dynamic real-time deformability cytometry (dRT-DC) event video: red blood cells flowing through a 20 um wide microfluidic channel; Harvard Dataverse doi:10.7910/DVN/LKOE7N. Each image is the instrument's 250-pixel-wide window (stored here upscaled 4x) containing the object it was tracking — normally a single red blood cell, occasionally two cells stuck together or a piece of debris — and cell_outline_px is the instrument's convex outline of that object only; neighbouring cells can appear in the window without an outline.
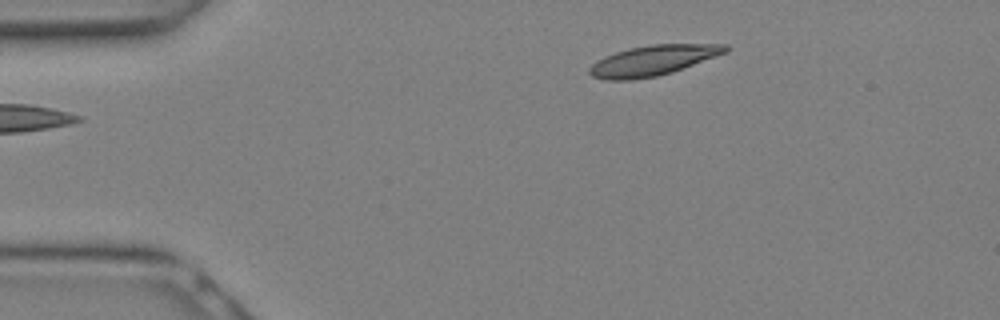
{"species": "Egyptian fruit bat (a non-hibernating species)", "species_latin": "Rousettus aegyptiacus", "temperature_condition": "warm", "stored_images_in_passage": 8, "camera_frame_rate_fps": 3000, "um_per_image_px": 0.085, "animal": {"sex": "female"}, "frame": {"image": 1, "passage_image": 1, "time_ms": 0.0, "image_size_px": [1000, 320], "cell_outline_px": [[728, 52], [672, 72], [656, 76], [632, 80], [608, 80], [592, 76], [588, 72], [588, 68], [596, 60], [604, 56], [616, 52], [648, 44], [728, 44]], "centroid_in_image_um": [55.49, 5.14], "position_along_channel_um": 29.5, "area_um2": 23.93}}
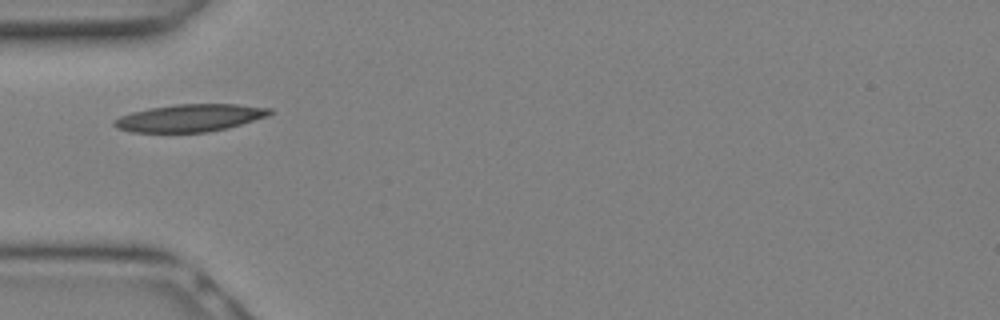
{"frame": {"image": 2, "passage_image": 5, "time_ms": 1.333, "image_size_px": [1000, 320], "cell_outline_px": [[272, 112], [268, 116], [228, 128], [208, 132], [132, 132], [116, 128], [112, 124], [112, 120], [120, 116], [132, 112], [148, 108], [176, 104], [236, 104], [272, 108]], "centroid_in_image_um": [16.12, 10.02], "position_along_channel_um": 68.9, "area_um2": 24.97}}
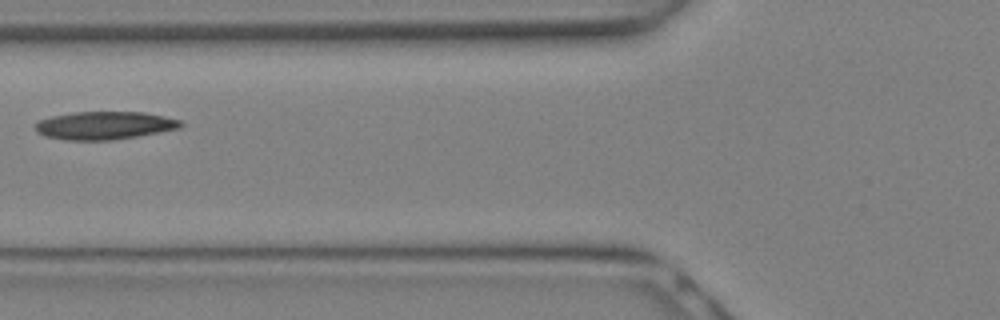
{"frame": {"image": 3, "passage_image": 7, "time_ms": 2.0, "image_size_px": [1000, 320], "cell_outline_px": [[184, 124], [180, 128], [160, 132], [112, 140], [68, 140], [44, 136], [36, 132], [36, 124], [40, 120], [52, 116], [72, 112], [144, 112], [164, 116], [180, 120]], "centroid_in_image_um": [8.89, 10.66], "position_along_channel_um": 116.9, "area_um2": 23.64}}